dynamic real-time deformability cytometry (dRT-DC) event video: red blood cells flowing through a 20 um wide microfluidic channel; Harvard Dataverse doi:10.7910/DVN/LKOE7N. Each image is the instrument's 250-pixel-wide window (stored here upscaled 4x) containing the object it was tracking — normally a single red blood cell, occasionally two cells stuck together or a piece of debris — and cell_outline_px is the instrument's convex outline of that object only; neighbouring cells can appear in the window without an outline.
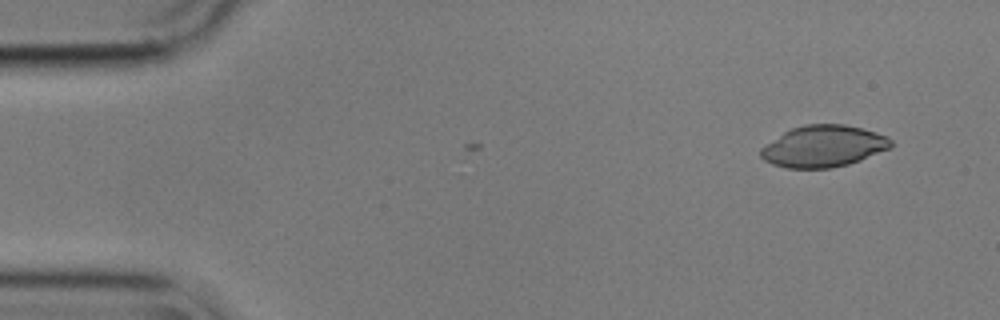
{"species": "common noctule bat (a hibernating species)", "species_latin": "Nyctalus noctula", "temperature_condition": "cold", "stored_images_in_passage": 3, "camera_frame_rate_fps": 3000, "um_per_image_px": 0.085, "animal": {"sex": "male", "body_mass_g": 17.9}, "frame": {"image": 1, "passage_image": 3, "time_ms": 0.667, "image_size_px": [1000, 320], "cell_outline_px": [[892, 148], [860, 160], [848, 164], [828, 168], [788, 168], [772, 164], [764, 160], [760, 156], [760, 148], [784, 132], [792, 128], [804, 124], [844, 124], [876, 132], [888, 136], [892, 140]], "centroid_in_image_um": [70.01, 12.43], "position_along_channel_um": 15.0, "area_um2": 31.56}}